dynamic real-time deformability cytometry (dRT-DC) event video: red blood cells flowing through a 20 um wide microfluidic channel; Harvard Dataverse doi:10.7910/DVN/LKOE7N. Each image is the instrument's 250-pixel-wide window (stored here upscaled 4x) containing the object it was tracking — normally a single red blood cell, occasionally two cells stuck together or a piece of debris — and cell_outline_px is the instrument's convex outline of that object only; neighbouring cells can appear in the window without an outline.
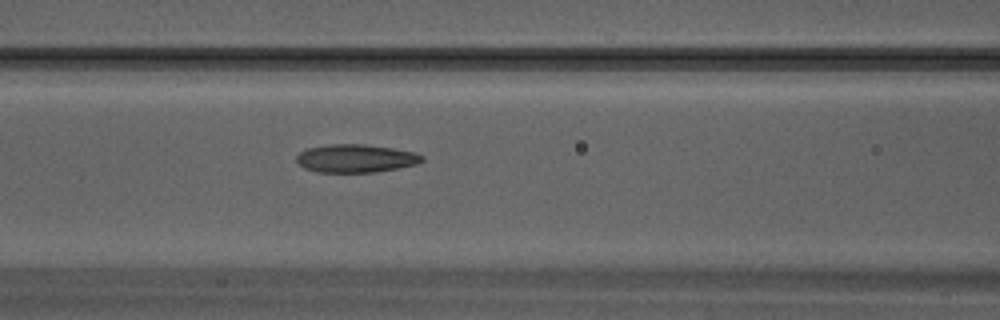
{"species": "Egyptian fruit bat (a non-hibernating species)", "species_latin": "Rousettus aegyptiacus", "temperature_condition": "warm", "stored_images_in_passage": 26, "camera_frame_rate_fps": 3000, "um_per_image_px": 0.085, "animal": {"sex": "male"}, "frame": {"image": 1, "passage_image": 8, "time_ms": 2.333, "image_size_px": [1000, 320], "cell_outline_px": [[424, 160], [416, 164], [376, 172], [316, 172], [304, 168], [296, 160], [296, 156], [300, 152], [308, 148], [332, 144], [364, 144], [392, 148], [416, 152], [424, 156]], "centroid_in_image_um": [30.25, 13.46], "position_along_channel_um": 136.4, "area_um2": 20.52}}
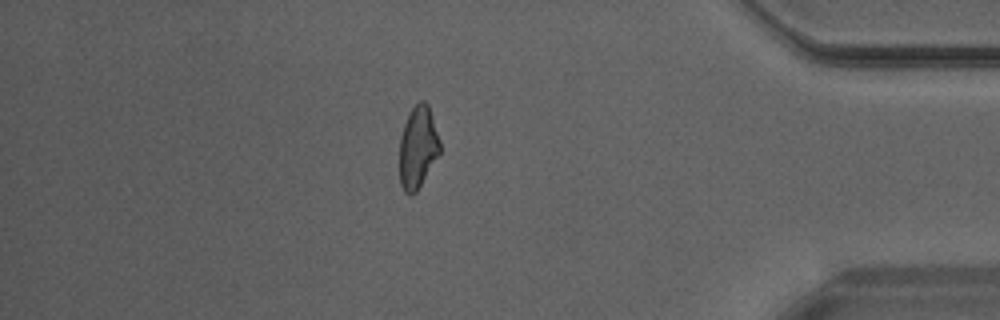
{"frame": {"image": 2, "passage_image": 22, "time_ms": 7.0, "image_size_px": [1000, 320], "cell_outline_px": [[440, 152], [416, 192], [404, 192], [400, 184], [400, 136], [404, 124], [412, 108], [420, 100], [424, 100], [428, 104], [440, 140]], "centroid_in_image_um": [35.52, 12.49], "position_along_channel_um": 399.7, "area_um2": 19.02}}